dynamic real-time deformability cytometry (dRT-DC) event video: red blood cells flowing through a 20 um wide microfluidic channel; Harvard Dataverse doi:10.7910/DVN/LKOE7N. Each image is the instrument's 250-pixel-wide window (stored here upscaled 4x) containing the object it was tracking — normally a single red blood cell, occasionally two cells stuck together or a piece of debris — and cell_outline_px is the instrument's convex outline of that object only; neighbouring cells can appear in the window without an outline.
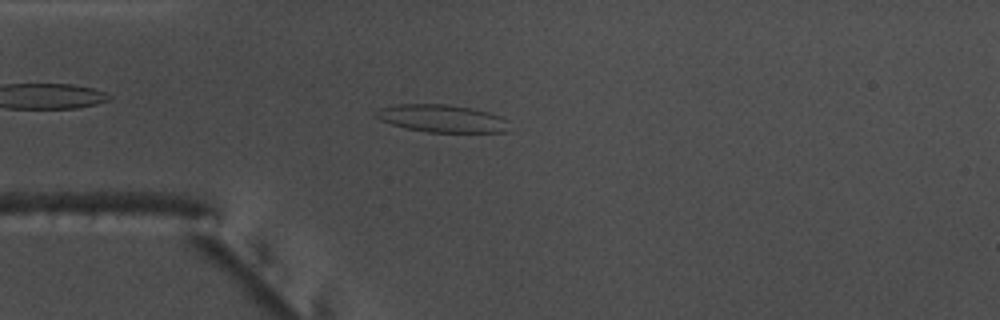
{"species": "common noctule bat (a hibernating species)", "species_latin": "Nyctalus noctula", "temperature_condition": "warm", "stored_images_in_passage": 53, "camera_frame_rate_fps": 3000, "um_per_image_px": 0.085, "animal": {"sex": "male", "body_mass_g": 17.5, "forearm_length_mm": 52.3}, "frame": {"image": 1, "passage_image": 13, "time_ms": 4.0, "image_size_px": [1000, 320], "cell_outline_px": [[508, 132], [428, 132], [408, 128], [392, 124], [380, 120], [372, 116], [372, 112], [380, 108], [400, 104], [448, 104], [472, 108], [488, 112], [500, 116], [508, 120]], "centroid_in_image_um": [37.55, 10.06], "position_along_channel_um": 47.5, "area_um2": 21.5}}
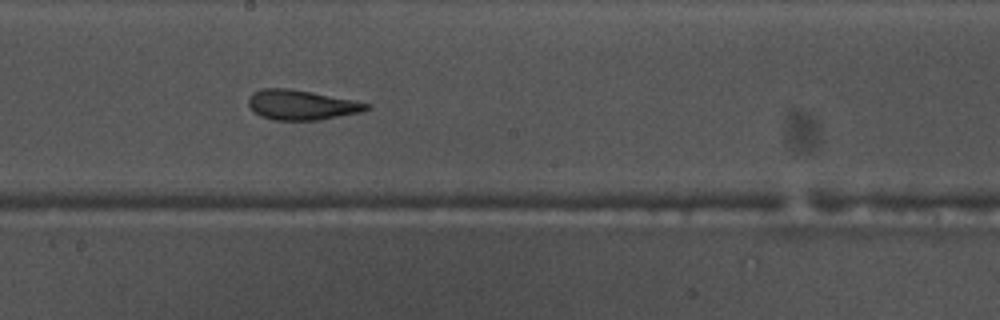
{"frame": {"image": 2, "passage_image": 28, "time_ms": 9.0, "image_size_px": [1000, 320], "cell_outline_px": [[372, 108], [360, 112], [320, 120], [272, 120], [260, 116], [252, 112], [248, 104], [248, 96], [252, 92], [264, 88], [288, 88], [312, 92], [372, 104]], "centroid_in_image_um": [25.59, 8.92], "position_along_channel_um": 222.6, "area_um2": 20.75}}
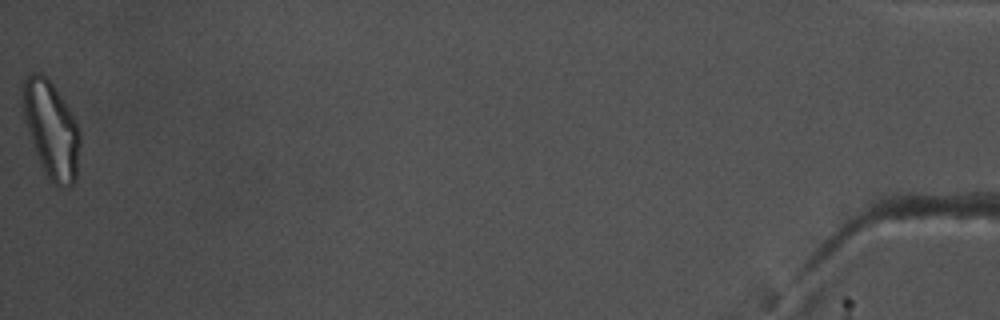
{"frame": {"image": 3, "passage_image": 53, "time_ms": 17.333, "image_size_px": [1000, 320], "cell_outline_px": [[80, 144], [76, 180], [68, 188], [64, 188], [48, 180], [36, 152], [28, 132], [20, 100], [20, 96], [24, 80], [28, 76], [36, 72], [40, 72], [52, 84], [64, 100], [76, 120], [80, 132]], "centroid_in_image_um": [4.36, 11.01], "position_along_channel_um": 430.8, "area_um2": 32.25}, "authors_computed_cell_mechanics": {"area_um2": 21.7328, "velocity_mm_per_s": 3.7548, "shape_relaxation_time_tau1_ms": null, "shape_relaxation_time_tau2_ms": 2.5399, "deformation_change_tau1": null, "deformation_change_tau2": 0.1194}}